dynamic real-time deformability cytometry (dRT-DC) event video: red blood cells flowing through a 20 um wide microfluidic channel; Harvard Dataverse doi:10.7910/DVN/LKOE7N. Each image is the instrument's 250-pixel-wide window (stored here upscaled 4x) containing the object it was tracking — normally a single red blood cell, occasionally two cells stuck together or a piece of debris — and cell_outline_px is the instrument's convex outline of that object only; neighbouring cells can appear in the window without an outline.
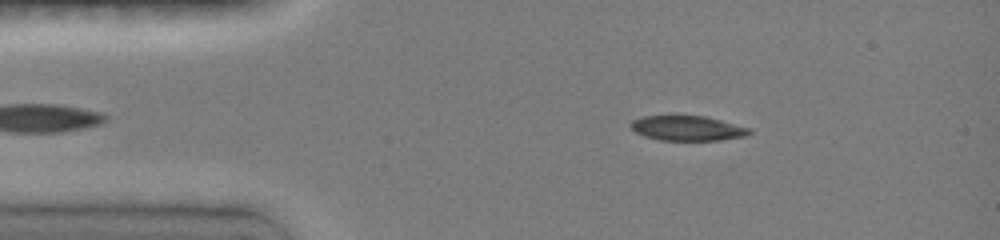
{"species": "common noctule bat (a hibernating species)", "species_latin": "Nyctalus noctula", "temperature_condition": "room temperature", "stored_images_in_passage": 37, "camera_frame_rate_fps": 3000, "um_per_image_px": 0.085, "animal": {"sex": "female", "body_mass_g": 19.0, "forearm_length_mm": 51.5}, "frame": {"image": 1, "passage_image": 4, "time_ms": 1.0, "image_size_px": [1000, 240], "cell_outline_px": [[752, 132], [744, 136], [720, 140], [660, 140], [644, 136], [636, 132], [628, 124], [632, 120], [644, 116], [704, 116], [720, 120], [748, 128]], "centroid_in_image_um": [58.38, 10.9], "position_along_channel_um": 26.6, "area_um2": 16.94}}
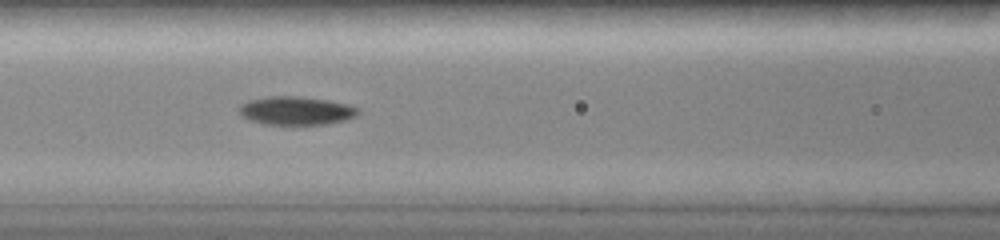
{"frame": {"image": 2, "passage_image": 15, "time_ms": 5.0, "image_size_px": [1000, 240], "cell_outline_px": [[360, 112], [356, 116], [344, 120], [324, 124], [264, 124], [248, 120], [240, 112], [240, 104], [248, 100], [268, 96], [300, 96], [328, 100], [348, 104], [360, 108]], "centroid_in_image_um": [25.19, 9.4], "position_along_channel_um": 141.4, "area_um2": 19.71}}
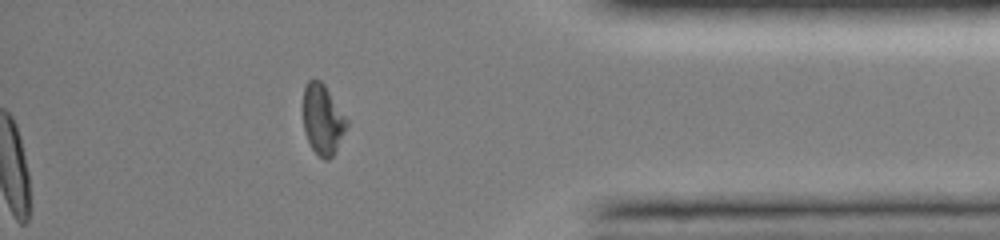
{"frame": {"image": 3, "passage_image": 37, "time_ms": 12.0, "image_size_px": [1000, 240], "cell_outline_px": [[348, 124], [332, 156], [328, 160], [324, 160], [312, 148], [308, 140], [304, 128], [304, 88], [308, 80], [320, 80], [324, 84], [348, 120]], "centroid_in_image_um": [27.43, 10.14], "position_along_channel_um": 407.8, "area_um2": 17.34}, "authors_computed_cell_mechanics": {"area_um2": 19.1318, "velocity_mm_per_s": 4.0509, "shape_relaxation_time_tau1_ms": 10.3804, "shape_relaxation_time_tau2_ms": null, "deformation_change_tau1": 0.3131, "deformation_change_tau2": null}}